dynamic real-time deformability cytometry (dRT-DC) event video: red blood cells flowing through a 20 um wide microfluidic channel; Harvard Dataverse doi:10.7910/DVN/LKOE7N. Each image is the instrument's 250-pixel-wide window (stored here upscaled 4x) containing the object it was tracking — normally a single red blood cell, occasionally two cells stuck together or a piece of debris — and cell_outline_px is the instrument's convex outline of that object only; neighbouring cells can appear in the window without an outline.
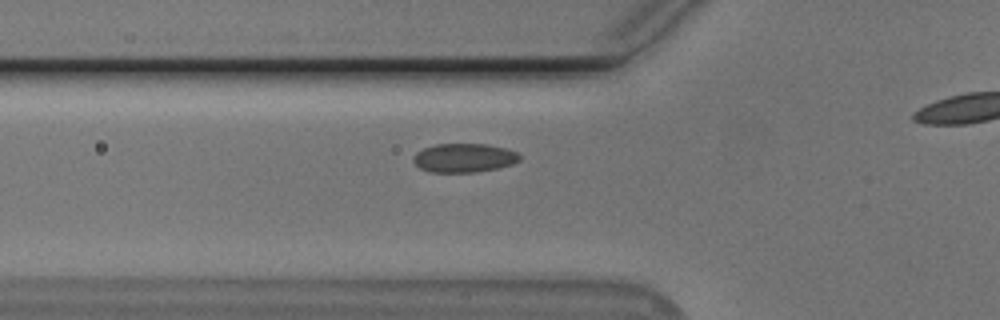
{"species": "Egyptian fruit bat (a non-hibernating species)", "species_latin": "Rousettus aegyptiacus", "temperature_condition": "cold", "stored_images_in_passage": 36, "camera_frame_rate_fps": 3000, "um_per_image_px": 0.085, "animal": {"sex": "male"}, "frame": {"image": 1, "passage_image": 10, "time_ms": 3.0, "image_size_px": [1000, 320], "cell_outline_px": [[520, 160], [512, 164], [496, 168], [476, 172], [432, 172], [420, 168], [412, 160], [412, 156], [416, 152], [424, 148], [436, 144], [488, 144], [504, 148], [516, 152], [520, 156]], "centroid_in_image_um": [39.42, 13.41], "position_along_channel_um": 86.4, "area_um2": 17.8}}
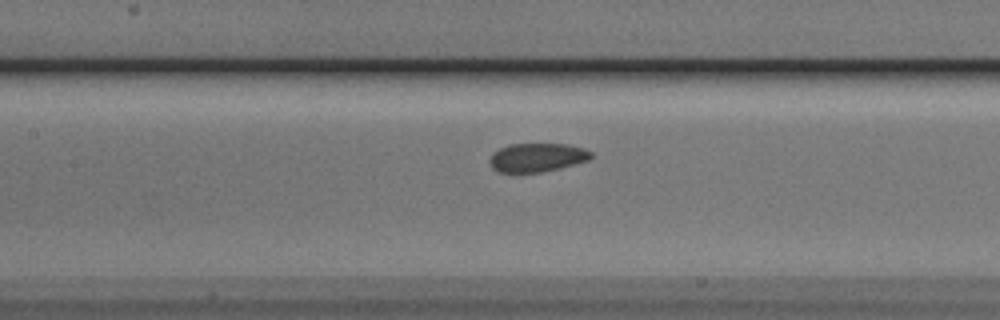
{"frame": {"image": 2, "passage_image": 16, "time_ms": 5.0, "image_size_px": [1000, 320], "cell_outline_px": [[592, 156], [588, 160], [560, 168], [540, 172], [496, 172], [492, 168], [488, 160], [492, 152], [508, 144], [568, 144], [584, 148], [592, 152]], "centroid_in_image_um": [45.61, 13.38], "position_along_channel_um": 161.8, "area_um2": 17.05}}
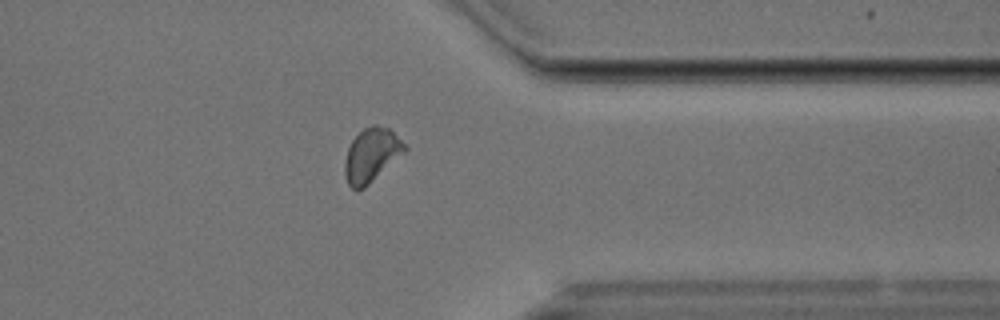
{"frame": {"image": 3, "passage_image": 34, "time_ms": 11.0, "image_size_px": [1000, 320], "cell_outline_px": [[408, 148], [404, 152], [364, 188], [352, 188], [348, 184], [344, 172], [344, 164], [348, 148], [352, 140], [364, 128], [372, 124], [376, 124], [388, 128]], "centroid_in_image_um": [31.55, 13.16], "position_along_channel_um": 379.9, "area_um2": 18.26}}